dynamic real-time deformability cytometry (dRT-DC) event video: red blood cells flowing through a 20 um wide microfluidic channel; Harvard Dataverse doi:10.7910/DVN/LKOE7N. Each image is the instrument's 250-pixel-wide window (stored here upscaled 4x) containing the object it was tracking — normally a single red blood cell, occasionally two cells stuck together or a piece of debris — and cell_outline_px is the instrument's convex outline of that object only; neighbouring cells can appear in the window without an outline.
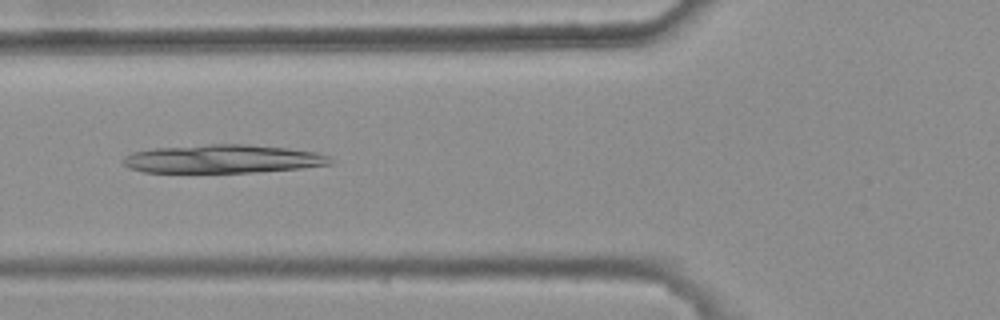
{"species": "common noctule bat (a hibernating species)", "species_latin": "Nyctalus noctula", "temperature_condition": "warm", "stored_images_in_passage": 8, "camera_frame_rate_fps": 3000, "um_per_image_px": 0.085, "animal": {"sex": "female", "body_mass_g": 25.1}, "frame": {"image": 1, "passage_image": 6, "time_ms": 1.667, "image_size_px": [1000, 320], "cell_outline_px": [[332, 164], [300, 168], [256, 172], [144, 172], [132, 168], [124, 164], [124, 156], [136, 152], [156, 148], [204, 144], [248, 144], [288, 148], [316, 152], [328, 156], [332, 160]], "centroid_in_image_um": [18.99, 13.5], "position_along_channel_um": 106.8, "area_um2": 34.04}}
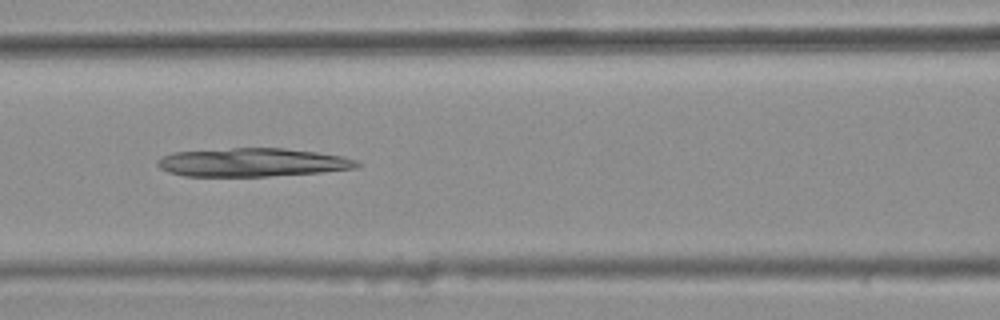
{"frame": {"image": 2, "passage_image": 7, "time_ms": 2.0, "image_size_px": [1000, 320], "cell_outline_px": [[360, 164], [356, 168], [320, 172], [268, 176], [184, 176], [168, 172], [160, 168], [156, 164], [156, 160], [160, 156], [176, 152], [232, 148], [284, 148], [316, 152], [340, 156], [356, 160]], "centroid_in_image_um": [21.4, 13.8], "position_along_channel_um": 145.2, "area_um2": 32.95}}
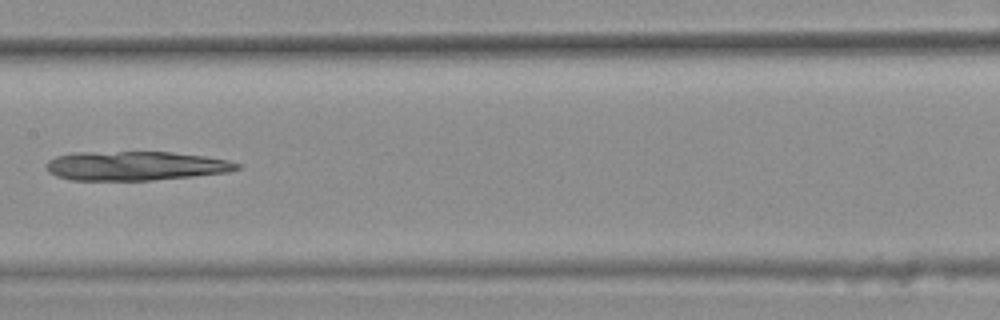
{"frame": {"image": 3, "passage_image": 8, "time_ms": 2.333, "image_size_px": [1000, 320], "cell_outline_px": [[240, 168], [228, 172], [192, 176], [152, 180], [72, 180], [56, 176], [48, 172], [48, 160], [56, 156], [72, 152], [172, 152], [204, 156], [228, 160], [240, 164]], "centroid_in_image_um": [11.5, 14.09], "position_along_channel_um": 195.9, "area_um2": 32.31}}